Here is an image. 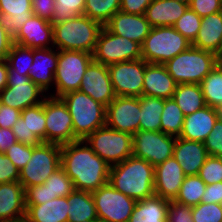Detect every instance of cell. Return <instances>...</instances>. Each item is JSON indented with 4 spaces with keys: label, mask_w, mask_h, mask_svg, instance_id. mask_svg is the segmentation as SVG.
<instances>
[{
    "label": "cell",
    "mask_w": 222,
    "mask_h": 222,
    "mask_svg": "<svg viewBox=\"0 0 222 222\" xmlns=\"http://www.w3.org/2000/svg\"><path fill=\"white\" fill-rule=\"evenodd\" d=\"M215 68L222 74V56L218 57Z\"/></svg>",
    "instance_id": "91938a15"
},
{
    "label": "cell",
    "mask_w": 222,
    "mask_h": 222,
    "mask_svg": "<svg viewBox=\"0 0 222 222\" xmlns=\"http://www.w3.org/2000/svg\"><path fill=\"white\" fill-rule=\"evenodd\" d=\"M43 93L29 75L15 74L14 70H8L7 86L0 92V101L3 105L23 111L27 107L42 103L44 99L41 97L39 100L38 95L43 96Z\"/></svg>",
    "instance_id": "9a60e30c"
},
{
    "label": "cell",
    "mask_w": 222,
    "mask_h": 222,
    "mask_svg": "<svg viewBox=\"0 0 222 222\" xmlns=\"http://www.w3.org/2000/svg\"><path fill=\"white\" fill-rule=\"evenodd\" d=\"M182 110L173 98L164 99V109L161 114V132L179 137L184 123Z\"/></svg>",
    "instance_id": "d590c367"
},
{
    "label": "cell",
    "mask_w": 222,
    "mask_h": 222,
    "mask_svg": "<svg viewBox=\"0 0 222 222\" xmlns=\"http://www.w3.org/2000/svg\"><path fill=\"white\" fill-rule=\"evenodd\" d=\"M200 203L222 204V182L206 185Z\"/></svg>",
    "instance_id": "db71d44e"
},
{
    "label": "cell",
    "mask_w": 222,
    "mask_h": 222,
    "mask_svg": "<svg viewBox=\"0 0 222 222\" xmlns=\"http://www.w3.org/2000/svg\"><path fill=\"white\" fill-rule=\"evenodd\" d=\"M33 15L51 22L54 15L55 0H32Z\"/></svg>",
    "instance_id": "f907efd6"
},
{
    "label": "cell",
    "mask_w": 222,
    "mask_h": 222,
    "mask_svg": "<svg viewBox=\"0 0 222 222\" xmlns=\"http://www.w3.org/2000/svg\"><path fill=\"white\" fill-rule=\"evenodd\" d=\"M108 182L124 195L142 200L154 195L155 167L144 159L130 156L110 167Z\"/></svg>",
    "instance_id": "7a4b0ae2"
},
{
    "label": "cell",
    "mask_w": 222,
    "mask_h": 222,
    "mask_svg": "<svg viewBox=\"0 0 222 222\" xmlns=\"http://www.w3.org/2000/svg\"><path fill=\"white\" fill-rule=\"evenodd\" d=\"M6 61L8 70H14L15 74L29 75V67L33 64V49L13 43Z\"/></svg>",
    "instance_id": "ab89813d"
},
{
    "label": "cell",
    "mask_w": 222,
    "mask_h": 222,
    "mask_svg": "<svg viewBox=\"0 0 222 222\" xmlns=\"http://www.w3.org/2000/svg\"><path fill=\"white\" fill-rule=\"evenodd\" d=\"M31 3L32 0H0V25L12 39L33 15Z\"/></svg>",
    "instance_id": "4316f807"
},
{
    "label": "cell",
    "mask_w": 222,
    "mask_h": 222,
    "mask_svg": "<svg viewBox=\"0 0 222 222\" xmlns=\"http://www.w3.org/2000/svg\"><path fill=\"white\" fill-rule=\"evenodd\" d=\"M172 98L180 107L184 116L206 106L200 84H177Z\"/></svg>",
    "instance_id": "836d02e7"
},
{
    "label": "cell",
    "mask_w": 222,
    "mask_h": 222,
    "mask_svg": "<svg viewBox=\"0 0 222 222\" xmlns=\"http://www.w3.org/2000/svg\"><path fill=\"white\" fill-rule=\"evenodd\" d=\"M189 7L204 17L222 11V0H191Z\"/></svg>",
    "instance_id": "c3c4849f"
},
{
    "label": "cell",
    "mask_w": 222,
    "mask_h": 222,
    "mask_svg": "<svg viewBox=\"0 0 222 222\" xmlns=\"http://www.w3.org/2000/svg\"><path fill=\"white\" fill-rule=\"evenodd\" d=\"M173 157L182 167L185 176L198 175L208 153L202 142L176 137Z\"/></svg>",
    "instance_id": "603a6c76"
},
{
    "label": "cell",
    "mask_w": 222,
    "mask_h": 222,
    "mask_svg": "<svg viewBox=\"0 0 222 222\" xmlns=\"http://www.w3.org/2000/svg\"><path fill=\"white\" fill-rule=\"evenodd\" d=\"M92 222H110V221H108V220H106V219H102V218H99V217H97L94 221H92Z\"/></svg>",
    "instance_id": "6125c7cd"
},
{
    "label": "cell",
    "mask_w": 222,
    "mask_h": 222,
    "mask_svg": "<svg viewBox=\"0 0 222 222\" xmlns=\"http://www.w3.org/2000/svg\"><path fill=\"white\" fill-rule=\"evenodd\" d=\"M177 83L163 64L147 63L142 95L163 99L172 98Z\"/></svg>",
    "instance_id": "cb8c5ba5"
},
{
    "label": "cell",
    "mask_w": 222,
    "mask_h": 222,
    "mask_svg": "<svg viewBox=\"0 0 222 222\" xmlns=\"http://www.w3.org/2000/svg\"><path fill=\"white\" fill-rule=\"evenodd\" d=\"M176 137L161 131L138 130L132 135V156L144 159L153 167L173 157Z\"/></svg>",
    "instance_id": "8fae6325"
},
{
    "label": "cell",
    "mask_w": 222,
    "mask_h": 222,
    "mask_svg": "<svg viewBox=\"0 0 222 222\" xmlns=\"http://www.w3.org/2000/svg\"><path fill=\"white\" fill-rule=\"evenodd\" d=\"M153 0H120V11L127 14L145 15L146 8Z\"/></svg>",
    "instance_id": "f5cc1de1"
},
{
    "label": "cell",
    "mask_w": 222,
    "mask_h": 222,
    "mask_svg": "<svg viewBox=\"0 0 222 222\" xmlns=\"http://www.w3.org/2000/svg\"><path fill=\"white\" fill-rule=\"evenodd\" d=\"M105 27L113 34L126 37L140 45L152 28L145 15L127 14L121 11L116 12Z\"/></svg>",
    "instance_id": "ffe728a7"
},
{
    "label": "cell",
    "mask_w": 222,
    "mask_h": 222,
    "mask_svg": "<svg viewBox=\"0 0 222 222\" xmlns=\"http://www.w3.org/2000/svg\"><path fill=\"white\" fill-rule=\"evenodd\" d=\"M21 118L26 123L28 145L36 146L42 142H46L44 101L21 111Z\"/></svg>",
    "instance_id": "d6a6232c"
},
{
    "label": "cell",
    "mask_w": 222,
    "mask_h": 222,
    "mask_svg": "<svg viewBox=\"0 0 222 222\" xmlns=\"http://www.w3.org/2000/svg\"><path fill=\"white\" fill-rule=\"evenodd\" d=\"M19 176V169L4 153L0 152V183L18 182Z\"/></svg>",
    "instance_id": "681fc988"
},
{
    "label": "cell",
    "mask_w": 222,
    "mask_h": 222,
    "mask_svg": "<svg viewBox=\"0 0 222 222\" xmlns=\"http://www.w3.org/2000/svg\"><path fill=\"white\" fill-rule=\"evenodd\" d=\"M194 222H222V204L199 203L192 207Z\"/></svg>",
    "instance_id": "7bdbcfd3"
},
{
    "label": "cell",
    "mask_w": 222,
    "mask_h": 222,
    "mask_svg": "<svg viewBox=\"0 0 222 222\" xmlns=\"http://www.w3.org/2000/svg\"><path fill=\"white\" fill-rule=\"evenodd\" d=\"M205 104L222 111V74L214 68L200 83Z\"/></svg>",
    "instance_id": "f35d334b"
},
{
    "label": "cell",
    "mask_w": 222,
    "mask_h": 222,
    "mask_svg": "<svg viewBox=\"0 0 222 222\" xmlns=\"http://www.w3.org/2000/svg\"><path fill=\"white\" fill-rule=\"evenodd\" d=\"M206 184L198 175L185 176L175 202L187 206H196L201 202Z\"/></svg>",
    "instance_id": "74e56055"
},
{
    "label": "cell",
    "mask_w": 222,
    "mask_h": 222,
    "mask_svg": "<svg viewBox=\"0 0 222 222\" xmlns=\"http://www.w3.org/2000/svg\"><path fill=\"white\" fill-rule=\"evenodd\" d=\"M140 124L142 131H161V114L164 99L152 96H140Z\"/></svg>",
    "instance_id": "e575fe53"
},
{
    "label": "cell",
    "mask_w": 222,
    "mask_h": 222,
    "mask_svg": "<svg viewBox=\"0 0 222 222\" xmlns=\"http://www.w3.org/2000/svg\"><path fill=\"white\" fill-rule=\"evenodd\" d=\"M53 47L93 54L102 25L88 16L77 15L63 23L52 24Z\"/></svg>",
    "instance_id": "3957f363"
},
{
    "label": "cell",
    "mask_w": 222,
    "mask_h": 222,
    "mask_svg": "<svg viewBox=\"0 0 222 222\" xmlns=\"http://www.w3.org/2000/svg\"><path fill=\"white\" fill-rule=\"evenodd\" d=\"M21 117V111L6 105H0V128L12 129L14 124Z\"/></svg>",
    "instance_id": "816d5d0a"
},
{
    "label": "cell",
    "mask_w": 222,
    "mask_h": 222,
    "mask_svg": "<svg viewBox=\"0 0 222 222\" xmlns=\"http://www.w3.org/2000/svg\"><path fill=\"white\" fill-rule=\"evenodd\" d=\"M198 176L206 185L222 182V157L208 156Z\"/></svg>",
    "instance_id": "ee69618b"
},
{
    "label": "cell",
    "mask_w": 222,
    "mask_h": 222,
    "mask_svg": "<svg viewBox=\"0 0 222 222\" xmlns=\"http://www.w3.org/2000/svg\"><path fill=\"white\" fill-rule=\"evenodd\" d=\"M12 131L16 137L17 142L27 144V127L26 123L21 117L12 127Z\"/></svg>",
    "instance_id": "6f0895ef"
},
{
    "label": "cell",
    "mask_w": 222,
    "mask_h": 222,
    "mask_svg": "<svg viewBox=\"0 0 222 222\" xmlns=\"http://www.w3.org/2000/svg\"><path fill=\"white\" fill-rule=\"evenodd\" d=\"M61 167V145L42 142L34 146L28 163L20 170L19 182L26 189L44 184Z\"/></svg>",
    "instance_id": "52a82bcc"
},
{
    "label": "cell",
    "mask_w": 222,
    "mask_h": 222,
    "mask_svg": "<svg viewBox=\"0 0 222 222\" xmlns=\"http://www.w3.org/2000/svg\"><path fill=\"white\" fill-rule=\"evenodd\" d=\"M166 222H194L192 217V206L169 201Z\"/></svg>",
    "instance_id": "7dc6e473"
},
{
    "label": "cell",
    "mask_w": 222,
    "mask_h": 222,
    "mask_svg": "<svg viewBox=\"0 0 222 222\" xmlns=\"http://www.w3.org/2000/svg\"><path fill=\"white\" fill-rule=\"evenodd\" d=\"M222 115V111L208 105L184 117L182 131L179 137L204 142L212 132L214 124Z\"/></svg>",
    "instance_id": "44dd1931"
},
{
    "label": "cell",
    "mask_w": 222,
    "mask_h": 222,
    "mask_svg": "<svg viewBox=\"0 0 222 222\" xmlns=\"http://www.w3.org/2000/svg\"><path fill=\"white\" fill-rule=\"evenodd\" d=\"M67 106L73 120V132L84 140L98 128L106 125V106L79 90L60 97Z\"/></svg>",
    "instance_id": "277c9868"
},
{
    "label": "cell",
    "mask_w": 222,
    "mask_h": 222,
    "mask_svg": "<svg viewBox=\"0 0 222 222\" xmlns=\"http://www.w3.org/2000/svg\"><path fill=\"white\" fill-rule=\"evenodd\" d=\"M33 149V145L16 142L4 154L20 171L30 160Z\"/></svg>",
    "instance_id": "f6af8a7d"
},
{
    "label": "cell",
    "mask_w": 222,
    "mask_h": 222,
    "mask_svg": "<svg viewBox=\"0 0 222 222\" xmlns=\"http://www.w3.org/2000/svg\"><path fill=\"white\" fill-rule=\"evenodd\" d=\"M53 43L52 23L38 16L32 15L20 28L13 43L32 49L50 48Z\"/></svg>",
    "instance_id": "7402d4cb"
},
{
    "label": "cell",
    "mask_w": 222,
    "mask_h": 222,
    "mask_svg": "<svg viewBox=\"0 0 222 222\" xmlns=\"http://www.w3.org/2000/svg\"><path fill=\"white\" fill-rule=\"evenodd\" d=\"M201 20L202 17L188 7L184 14L173 25V27L188 41L193 43L201 27Z\"/></svg>",
    "instance_id": "b9f144b4"
},
{
    "label": "cell",
    "mask_w": 222,
    "mask_h": 222,
    "mask_svg": "<svg viewBox=\"0 0 222 222\" xmlns=\"http://www.w3.org/2000/svg\"><path fill=\"white\" fill-rule=\"evenodd\" d=\"M203 143L208 156L222 157V115L217 119L212 132Z\"/></svg>",
    "instance_id": "bcb514c9"
},
{
    "label": "cell",
    "mask_w": 222,
    "mask_h": 222,
    "mask_svg": "<svg viewBox=\"0 0 222 222\" xmlns=\"http://www.w3.org/2000/svg\"><path fill=\"white\" fill-rule=\"evenodd\" d=\"M120 11V0H85L84 15L105 26Z\"/></svg>",
    "instance_id": "8d00e7d4"
},
{
    "label": "cell",
    "mask_w": 222,
    "mask_h": 222,
    "mask_svg": "<svg viewBox=\"0 0 222 222\" xmlns=\"http://www.w3.org/2000/svg\"><path fill=\"white\" fill-rule=\"evenodd\" d=\"M58 51L57 68L54 73V83L57 90L55 95H49L53 97H61L68 92L79 90L86 68L93 61L92 54L88 52Z\"/></svg>",
    "instance_id": "9c48e42d"
},
{
    "label": "cell",
    "mask_w": 222,
    "mask_h": 222,
    "mask_svg": "<svg viewBox=\"0 0 222 222\" xmlns=\"http://www.w3.org/2000/svg\"><path fill=\"white\" fill-rule=\"evenodd\" d=\"M74 189L73 181L60 167L46 179L44 184L25 189V207L43 204L57 197H67Z\"/></svg>",
    "instance_id": "ac0fdd59"
},
{
    "label": "cell",
    "mask_w": 222,
    "mask_h": 222,
    "mask_svg": "<svg viewBox=\"0 0 222 222\" xmlns=\"http://www.w3.org/2000/svg\"><path fill=\"white\" fill-rule=\"evenodd\" d=\"M13 39L6 33V30L0 25V60H5L10 52Z\"/></svg>",
    "instance_id": "9f6ffc18"
},
{
    "label": "cell",
    "mask_w": 222,
    "mask_h": 222,
    "mask_svg": "<svg viewBox=\"0 0 222 222\" xmlns=\"http://www.w3.org/2000/svg\"><path fill=\"white\" fill-rule=\"evenodd\" d=\"M185 175L174 157L155 167L154 194L168 201H174L179 193Z\"/></svg>",
    "instance_id": "d6986e66"
},
{
    "label": "cell",
    "mask_w": 222,
    "mask_h": 222,
    "mask_svg": "<svg viewBox=\"0 0 222 222\" xmlns=\"http://www.w3.org/2000/svg\"><path fill=\"white\" fill-rule=\"evenodd\" d=\"M59 51L51 48L33 49V64L29 67L30 79L44 92L48 91L50 83L54 82Z\"/></svg>",
    "instance_id": "484cf974"
},
{
    "label": "cell",
    "mask_w": 222,
    "mask_h": 222,
    "mask_svg": "<svg viewBox=\"0 0 222 222\" xmlns=\"http://www.w3.org/2000/svg\"><path fill=\"white\" fill-rule=\"evenodd\" d=\"M169 201L160 196L137 200L129 222H166Z\"/></svg>",
    "instance_id": "4dcf8cb0"
},
{
    "label": "cell",
    "mask_w": 222,
    "mask_h": 222,
    "mask_svg": "<svg viewBox=\"0 0 222 222\" xmlns=\"http://www.w3.org/2000/svg\"><path fill=\"white\" fill-rule=\"evenodd\" d=\"M67 203V222H92L98 217L91 192L74 189L67 196Z\"/></svg>",
    "instance_id": "1f68e13d"
},
{
    "label": "cell",
    "mask_w": 222,
    "mask_h": 222,
    "mask_svg": "<svg viewBox=\"0 0 222 222\" xmlns=\"http://www.w3.org/2000/svg\"><path fill=\"white\" fill-rule=\"evenodd\" d=\"M26 216L25 188L18 182L0 183V222Z\"/></svg>",
    "instance_id": "d4e9b609"
},
{
    "label": "cell",
    "mask_w": 222,
    "mask_h": 222,
    "mask_svg": "<svg viewBox=\"0 0 222 222\" xmlns=\"http://www.w3.org/2000/svg\"><path fill=\"white\" fill-rule=\"evenodd\" d=\"M69 204L67 197H57L38 205H27L26 216L28 222H67Z\"/></svg>",
    "instance_id": "f546056e"
},
{
    "label": "cell",
    "mask_w": 222,
    "mask_h": 222,
    "mask_svg": "<svg viewBox=\"0 0 222 222\" xmlns=\"http://www.w3.org/2000/svg\"><path fill=\"white\" fill-rule=\"evenodd\" d=\"M97 216L110 222H129L136 200L113 188L109 182L91 192Z\"/></svg>",
    "instance_id": "4fadbf2b"
},
{
    "label": "cell",
    "mask_w": 222,
    "mask_h": 222,
    "mask_svg": "<svg viewBox=\"0 0 222 222\" xmlns=\"http://www.w3.org/2000/svg\"><path fill=\"white\" fill-rule=\"evenodd\" d=\"M189 7L175 0H153L145 17L152 27L173 26Z\"/></svg>",
    "instance_id": "f1b7e54d"
},
{
    "label": "cell",
    "mask_w": 222,
    "mask_h": 222,
    "mask_svg": "<svg viewBox=\"0 0 222 222\" xmlns=\"http://www.w3.org/2000/svg\"><path fill=\"white\" fill-rule=\"evenodd\" d=\"M84 142L89 143L94 153L110 166L132 156V135L111 129L106 125L88 135Z\"/></svg>",
    "instance_id": "ba28073f"
},
{
    "label": "cell",
    "mask_w": 222,
    "mask_h": 222,
    "mask_svg": "<svg viewBox=\"0 0 222 222\" xmlns=\"http://www.w3.org/2000/svg\"><path fill=\"white\" fill-rule=\"evenodd\" d=\"M218 57L211 51L191 45L163 65L177 84H200L204 77L216 67Z\"/></svg>",
    "instance_id": "5b68a950"
},
{
    "label": "cell",
    "mask_w": 222,
    "mask_h": 222,
    "mask_svg": "<svg viewBox=\"0 0 222 222\" xmlns=\"http://www.w3.org/2000/svg\"><path fill=\"white\" fill-rule=\"evenodd\" d=\"M222 11L202 17L201 27L192 46L221 56Z\"/></svg>",
    "instance_id": "83f0119b"
},
{
    "label": "cell",
    "mask_w": 222,
    "mask_h": 222,
    "mask_svg": "<svg viewBox=\"0 0 222 222\" xmlns=\"http://www.w3.org/2000/svg\"><path fill=\"white\" fill-rule=\"evenodd\" d=\"M79 91L86 93L106 107L116 98L108 67L95 61L86 68Z\"/></svg>",
    "instance_id": "e0dca14e"
},
{
    "label": "cell",
    "mask_w": 222,
    "mask_h": 222,
    "mask_svg": "<svg viewBox=\"0 0 222 222\" xmlns=\"http://www.w3.org/2000/svg\"><path fill=\"white\" fill-rule=\"evenodd\" d=\"M85 0H55L52 24L63 23L84 14Z\"/></svg>",
    "instance_id": "60d3db41"
},
{
    "label": "cell",
    "mask_w": 222,
    "mask_h": 222,
    "mask_svg": "<svg viewBox=\"0 0 222 222\" xmlns=\"http://www.w3.org/2000/svg\"><path fill=\"white\" fill-rule=\"evenodd\" d=\"M147 62L143 59L119 62L108 67L116 96H142L144 73Z\"/></svg>",
    "instance_id": "5bb4252c"
},
{
    "label": "cell",
    "mask_w": 222,
    "mask_h": 222,
    "mask_svg": "<svg viewBox=\"0 0 222 222\" xmlns=\"http://www.w3.org/2000/svg\"><path fill=\"white\" fill-rule=\"evenodd\" d=\"M4 222H28L27 219L24 217V218H19L17 220H12V221H4Z\"/></svg>",
    "instance_id": "94428289"
},
{
    "label": "cell",
    "mask_w": 222,
    "mask_h": 222,
    "mask_svg": "<svg viewBox=\"0 0 222 222\" xmlns=\"http://www.w3.org/2000/svg\"><path fill=\"white\" fill-rule=\"evenodd\" d=\"M140 98L116 96L106 107V126L131 135L139 130Z\"/></svg>",
    "instance_id": "2e32d148"
},
{
    "label": "cell",
    "mask_w": 222,
    "mask_h": 222,
    "mask_svg": "<svg viewBox=\"0 0 222 222\" xmlns=\"http://www.w3.org/2000/svg\"><path fill=\"white\" fill-rule=\"evenodd\" d=\"M44 97L46 118V142L59 145L79 139L73 132V120L66 104L60 97Z\"/></svg>",
    "instance_id": "7c38bea8"
},
{
    "label": "cell",
    "mask_w": 222,
    "mask_h": 222,
    "mask_svg": "<svg viewBox=\"0 0 222 222\" xmlns=\"http://www.w3.org/2000/svg\"><path fill=\"white\" fill-rule=\"evenodd\" d=\"M191 45L173 26L152 27L141 45V56L147 63L165 64Z\"/></svg>",
    "instance_id": "8992f818"
},
{
    "label": "cell",
    "mask_w": 222,
    "mask_h": 222,
    "mask_svg": "<svg viewBox=\"0 0 222 222\" xmlns=\"http://www.w3.org/2000/svg\"><path fill=\"white\" fill-rule=\"evenodd\" d=\"M177 2L183 3V4H187L190 5L191 0H175Z\"/></svg>",
    "instance_id": "be15d7a7"
},
{
    "label": "cell",
    "mask_w": 222,
    "mask_h": 222,
    "mask_svg": "<svg viewBox=\"0 0 222 222\" xmlns=\"http://www.w3.org/2000/svg\"><path fill=\"white\" fill-rule=\"evenodd\" d=\"M8 63L0 60V92L7 86Z\"/></svg>",
    "instance_id": "680465c9"
},
{
    "label": "cell",
    "mask_w": 222,
    "mask_h": 222,
    "mask_svg": "<svg viewBox=\"0 0 222 222\" xmlns=\"http://www.w3.org/2000/svg\"><path fill=\"white\" fill-rule=\"evenodd\" d=\"M93 61L109 66L111 64L142 59L141 45L110 32L102 27L92 54Z\"/></svg>",
    "instance_id": "30bf717a"
},
{
    "label": "cell",
    "mask_w": 222,
    "mask_h": 222,
    "mask_svg": "<svg viewBox=\"0 0 222 222\" xmlns=\"http://www.w3.org/2000/svg\"><path fill=\"white\" fill-rule=\"evenodd\" d=\"M17 142L12 129L0 128V152L5 153L12 145Z\"/></svg>",
    "instance_id": "11a10c76"
},
{
    "label": "cell",
    "mask_w": 222,
    "mask_h": 222,
    "mask_svg": "<svg viewBox=\"0 0 222 222\" xmlns=\"http://www.w3.org/2000/svg\"><path fill=\"white\" fill-rule=\"evenodd\" d=\"M84 143L78 140L61 145V167L76 190L93 192L108 183L111 166Z\"/></svg>",
    "instance_id": "6da1fadb"
}]
</instances>
